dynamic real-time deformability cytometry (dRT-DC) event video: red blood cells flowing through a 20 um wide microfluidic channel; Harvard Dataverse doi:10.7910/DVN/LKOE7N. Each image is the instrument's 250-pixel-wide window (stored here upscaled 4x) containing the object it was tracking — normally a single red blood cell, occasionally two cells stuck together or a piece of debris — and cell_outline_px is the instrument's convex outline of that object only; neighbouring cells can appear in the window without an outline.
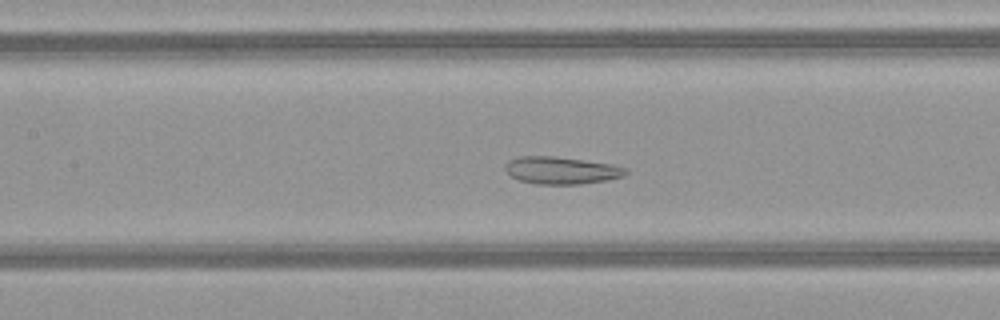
{"species": "common noctule bat (a hibernating species)", "species_latin": "Nyctalus noctula", "temperature_condition": "warm", "stored_images_in_passage": 50, "camera_frame_rate_fps": 3000, "um_per_image_px": 0.085, "animal": {"sex": "female", "body_mass_g": 21.9}, "frame": {"image": 1, "passage_image": 23, "time_ms": 7.333, "image_size_px": [1000, 320], "cell_outline_px": [[628, 172], [624, 176], [604, 180], [580, 184], [536, 184], [520, 180], [512, 176], [504, 168], [504, 164], [508, 160], [520, 156], [556, 156], [612, 164], [628, 168]], "centroid_in_image_um": [47.71, 14.47], "position_along_channel_um": 159.7, "area_um2": 19.19}}
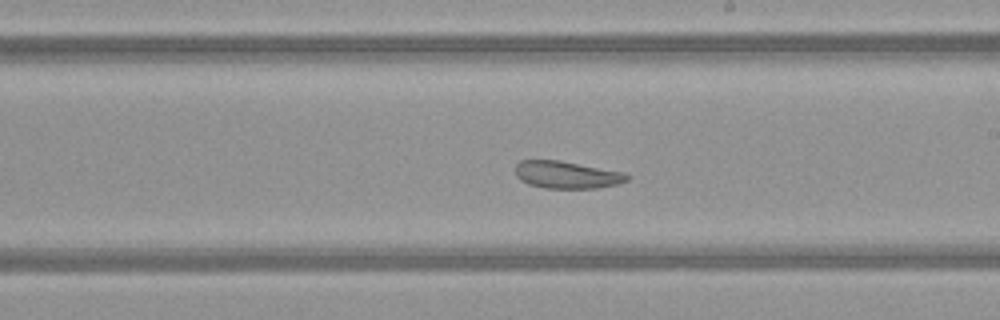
{"frame": {"image": 2, "passage_image": 29, "time_ms": 9.333, "image_size_px": [1000, 320], "cell_outline_px": [[628, 180], [616, 184], [596, 188], [544, 188], [528, 184], [520, 180], [516, 176], [516, 164], [520, 160], [560, 160], [624, 172], [628, 176]], "centroid_in_image_um": [48.14, 14.85], "position_along_channel_um": 240.9, "area_um2": 17.74}}
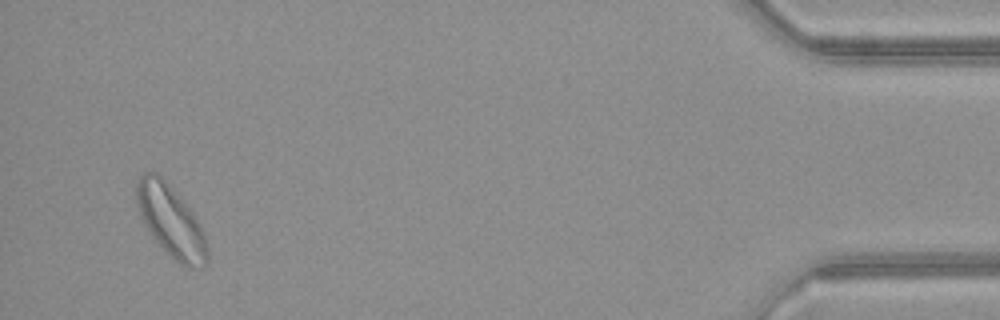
{"frame": {"image": 3, "passage_image": 48, "time_ms": 15.667, "image_size_px": [1000, 320], "cell_outline_px": [[208, 264], [192, 268], [188, 268], [180, 264], [168, 256], [148, 232], [144, 224], [136, 204], [136, 180], [144, 172], [156, 172], [168, 184], [192, 212], [200, 224], [208, 248]], "centroid_in_image_um": [14.5, 18.83], "position_along_channel_um": 420.7, "area_um2": 29.54}, "authors_computed_cell_mechanics": {"area_um2": 24.9118, "velocity_mm_per_s": 4.0772, "shape_relaxation_time_tau1_ms": null, "shape_relaxation_time_tau2_ms": 3.0351, "deformation_change_tau1": null, "deformation_change_tau2": 0.0926}}